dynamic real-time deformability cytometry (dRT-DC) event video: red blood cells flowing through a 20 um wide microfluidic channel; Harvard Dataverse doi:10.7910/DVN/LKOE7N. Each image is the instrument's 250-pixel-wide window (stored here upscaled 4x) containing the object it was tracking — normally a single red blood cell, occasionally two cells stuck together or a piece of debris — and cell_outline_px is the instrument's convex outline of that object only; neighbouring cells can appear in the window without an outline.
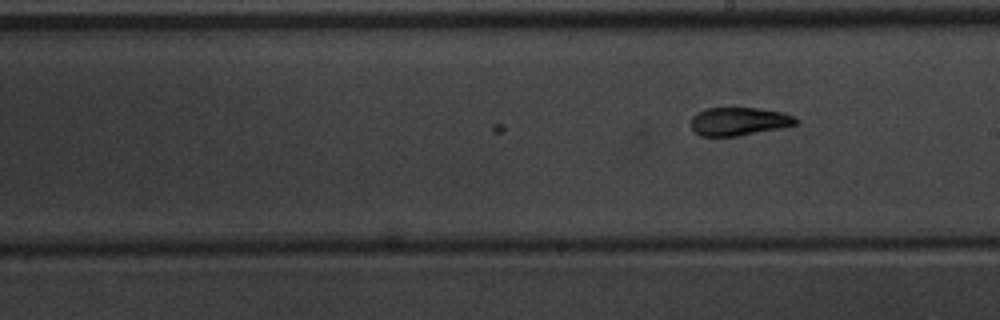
{"species": "common noctule bat (a hibernating species)", "species_latin": "Nyctalus noctula", "temperature_condition": "warm", "stored_images_in_passage": 30, "segment_of_instrument_passage": [2, 2], "camera_frame_rate_fps": 3000, "um_per_image_px": 0.085, "animal": {"sex": "male", "body_mass_g": 20.1, "forearm_length_mm": 53.5}, "frame": {"image": 1, "passage_image": 30, "time_ms": 9.667, "image_size_px": [1000, 320], "cell_outline_px": [[800, 124], [780, 128], [736, 136], [700, 136], [692, 128], [692, 116], [708, 108], [756, 108], [784, 112], [800, 120]], "centroid_in_image_um": [62.86, 10.32], "position_along_channel_um": 226.1, "area_um2": 17.11}}